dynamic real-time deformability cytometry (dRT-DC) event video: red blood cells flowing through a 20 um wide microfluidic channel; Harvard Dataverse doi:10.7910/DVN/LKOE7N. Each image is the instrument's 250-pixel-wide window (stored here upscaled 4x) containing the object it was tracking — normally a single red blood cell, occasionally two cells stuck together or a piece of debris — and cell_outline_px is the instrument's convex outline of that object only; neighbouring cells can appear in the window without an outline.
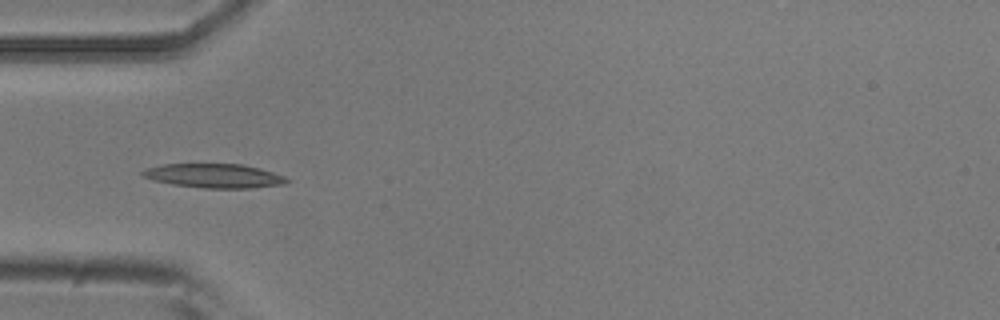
{"species": "common noctule bat (a hibernating species)", "species_latin": "Nyctalus noctula", "temperature_condition": "room temperature", "stored_images_in_passage": 11, "camera_frame_rate_fps": 3000, "um_per_image_px": 0.085, "animal": {"sex": "male", "body_mass_g": 20.5, "forearm_length_mm": 52.5}, "frame": {"image": 1, "passage_image": 4, "time_ms": 1.0, "image_size_px": [1000, 320], "cell_outline_px": [[292, 180], [284, 184], [252, 188], [204, 188], [172, 184], [152, 180], [144, 176], [140, 172], [148, 168], [164, 164], [240, 164], [260, 168], [284, 176]], "centroid_in_image_um": [18.24, 14.95], "position_along_channel_um": 66.8, "area_um2": 20.17}}
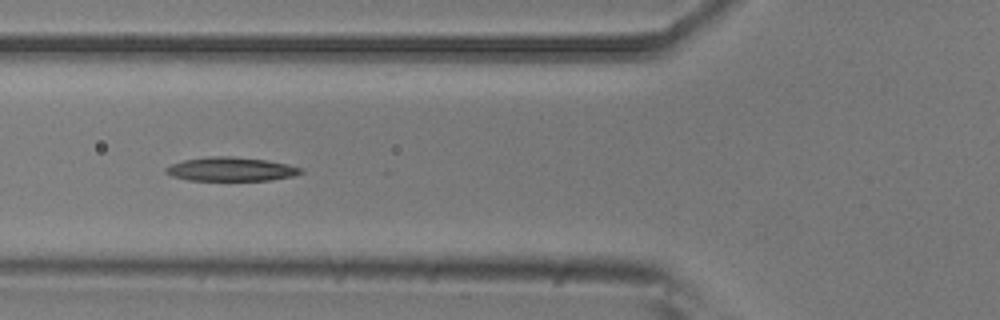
{"frame": {"image": 2, "passage_image": 7, "time_ms": 2.0, "image_size_px": [1000, 320], "cell_outline_px": [[304, 172], [292, 176], [272, 180], [188, 180], [172, 176], [164, 172], [164, 168], [172, 164], [184, 160], [208, 156], [232, 156], [268, 160], [288, 164], [304, 168]], "centroid_in_image_um": [19.65, 14.37], "position_along_channel_um": 106.1, "area_um2": 18.9}}
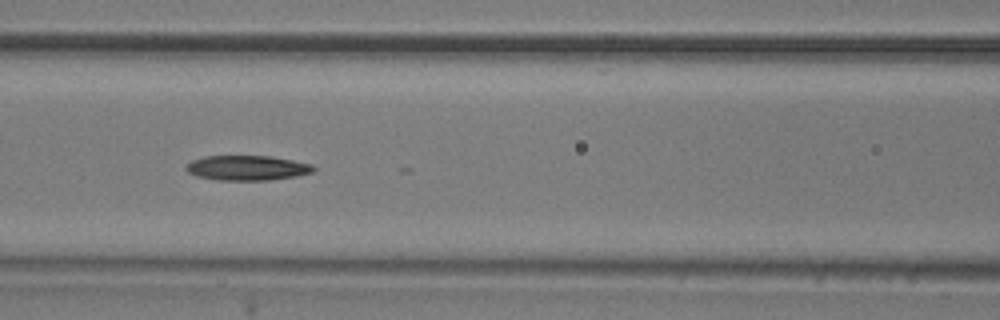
{"frame": {"image": 3, "passage_image": 10, "time_ms": 3.0, "image_size_px": [1000, 320], "cell_outline_px": [[316, 168], [312, 172], [296, 176], [268, 180], [216, 180], [196, 176], [188, 172], [184, 168], [192, 160], [204, 156], [272, 156], [312, 164]], "centroid_in_image_um": [21.0, 14.27], "position_along_channel_um": 145.6, "area_um2": 18.5}}